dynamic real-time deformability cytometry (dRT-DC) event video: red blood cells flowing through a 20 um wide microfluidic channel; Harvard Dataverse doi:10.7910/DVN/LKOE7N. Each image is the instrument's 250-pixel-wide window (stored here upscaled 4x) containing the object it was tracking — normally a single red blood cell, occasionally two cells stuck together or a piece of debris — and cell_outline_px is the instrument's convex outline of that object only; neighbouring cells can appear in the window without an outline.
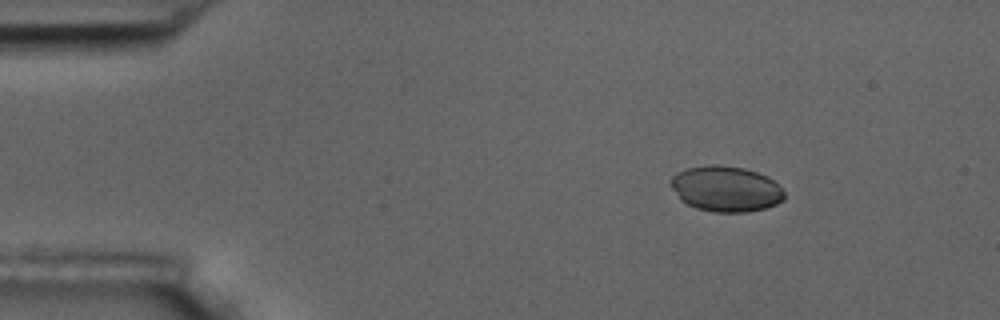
{"species": "common noctule bat (a hibernating species)", "species_latin": "Nyctalus noctula", "temperature_condition": "room temperature", "stored_images_in_passage": 6, "camera_frame_rate_fps": 3000, "um_per_image_px": 0.085, "animal": {"sex": "male", "body_mass_g": 17.5, "forearm_length_mm": 52.3}, "frame": {"image": 1, "passage_image": 1, "time_ms": 0.0, "image_size_px": [1000, 320], "cell_outline_px": [[784, 200], [776, 204], [764, 208], [748, 212], [712, 212], [696, 208], [680, 200], [668, 184], [672, 176], [676, 172], [688, 168], [712, 164], [716, 164], [744, 168], [768, 176], [784, 192]], "centroid_in_image_um": [61.65, 16.05], "position_along_channel_um": 23.3, "area_um2": 30.29}}